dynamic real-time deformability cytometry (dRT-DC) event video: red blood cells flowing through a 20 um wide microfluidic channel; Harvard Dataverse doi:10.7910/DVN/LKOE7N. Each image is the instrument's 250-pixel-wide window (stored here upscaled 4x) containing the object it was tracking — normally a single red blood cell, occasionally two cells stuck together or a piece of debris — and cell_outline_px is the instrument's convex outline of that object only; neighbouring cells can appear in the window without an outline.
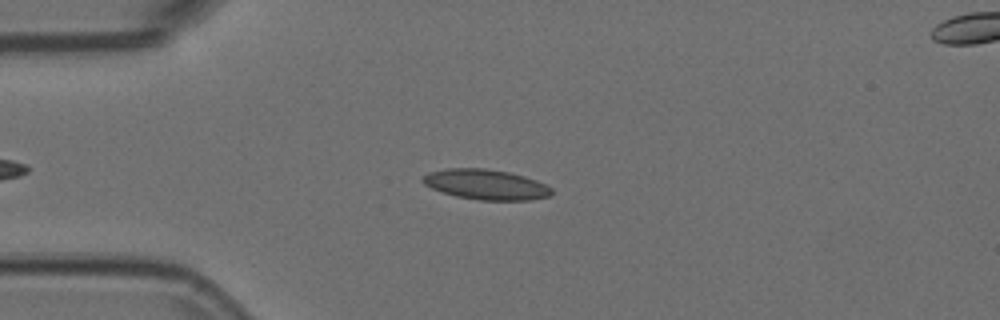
{"species": "Egyptian fruit bat (a non-hibernating species)", "species_latin": "Rousettus aegyptiacus", "temperature_condition": "room temperature", "stored_images_in_passage": 50, "camera_frame_rate_fps": 3000, "um_per_image_px": 0.085, "animal": {"sex": "female"}, "frame": {"image": 1, "passage_image": 13, "time_ms": 4.0, "image_size_px": [1000, 320], "cell_outline_px": [[552, 192], [548, 196], [528, 200], [480, 200], [456, 196], [432, 188], [424, 184], [420, 180], [420, 176], [428, 172], [448, 168], [484, 168], [508, 172], [524, 176], [536, 180], [552, 188]], "centroid_in_image_um": [41.25, 15.67], "position_along_channel_um": 43.7, "area_um2": 22.6}}
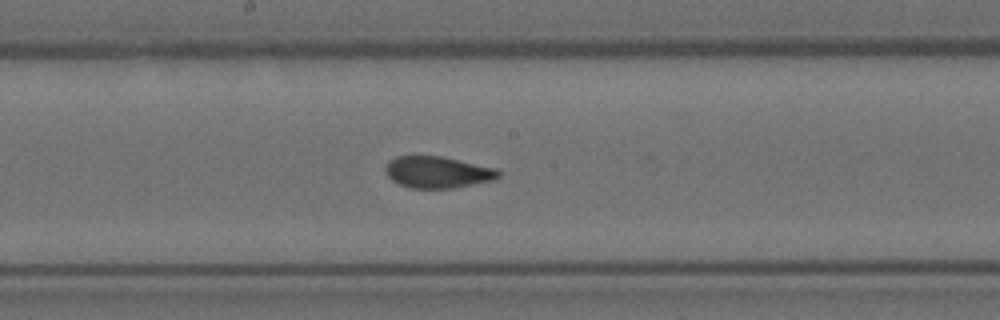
{"frame": {"image": 2, "passage_image": 28, "time_ms": 9.0, "image_size_px": [1000, 320], "cell_outline_px": [[500, 176], [496, 180], [452, 188], [408, 188], [392, 180], [388, 176], [384, 168], [388, 160], [396, 156], [440, 156], [496, 168], [500, 172]], "centroid_in_image_um": [37.19, 14.64], "position_along_channel_um": 211.0, "area_um2": 20.87}}
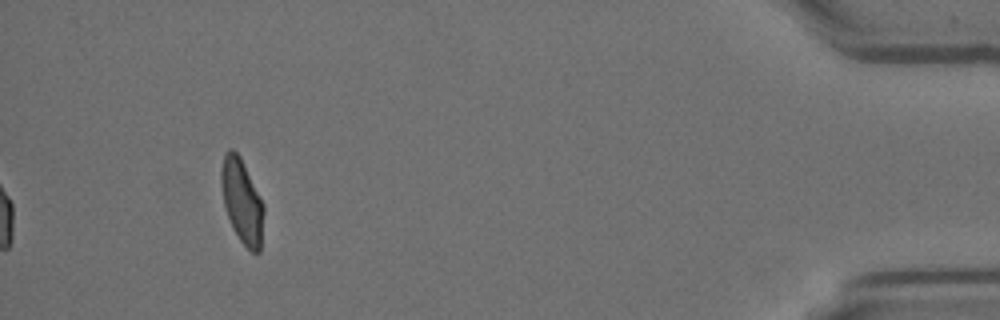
{"frame": {"image": 3, "passage_image": 50, "time_ms": 16.333, "image_size_px": [1000, 320], "cell_outline_px": [[264, 212], [260, 252], [252, 252], [240, 240], [232, 228], [224, 204], [220, 180], [220, 172], [224, 152], [228, 148], [232, 148], [240, 156], [264, 204]], "centroid_in_image_um": [20.56, 17.07], "position_along_channel_um": 414.6, "area_um2": 20.87}, "authors_computed_cell_mechanics": {"area_um2": 21.3282, "velocity_mm_per_s": 3.7189, "shape_relaxation_time_tau1_ms": null, "shape_relaxation_time_tau2_ms": 0.8524, "deformation_change_tau1": null, "deformation_change_tau2": 0.0605}}